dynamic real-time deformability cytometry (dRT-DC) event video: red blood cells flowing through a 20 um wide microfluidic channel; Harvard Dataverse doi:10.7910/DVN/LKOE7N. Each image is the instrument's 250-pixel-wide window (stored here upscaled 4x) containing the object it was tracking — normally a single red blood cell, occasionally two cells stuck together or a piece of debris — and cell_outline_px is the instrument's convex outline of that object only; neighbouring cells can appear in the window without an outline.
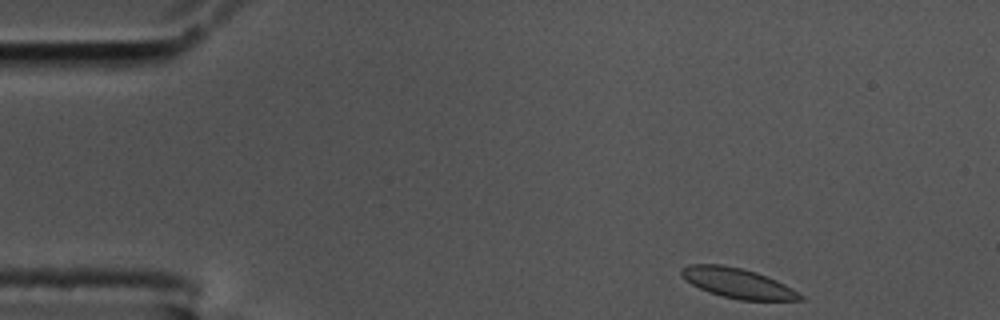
{"species": "common noctule bat (a hibernating species)", "species_latin": "Nyctalus noctula", "temperature_condition": "cold", "stored_images_in_passage": 52, "camera_frame_rate_fps": 3000, "um_per_image_px": 0.085, "animal": {"sex": "male", "body_mass_g": 17.5, "forearm_length_mm": 52.3}, "frame": {"image": 1, "passage_image": 1, "time_ms": 0.0, "image_size_px": [1000, 320], "cell_outline_px": [[804, 300], [740, 300], [708, 292], [692, 284], [680, 272], [680, 268], [688, 264], [720, 264], [740, 268], [756, 272], [776, 280], [792, 288], [804, 296]], "centroid_in_image_um": [62.72, 24.06], "position_along_channel_um": 22.3, "area_um2": 20.46}}
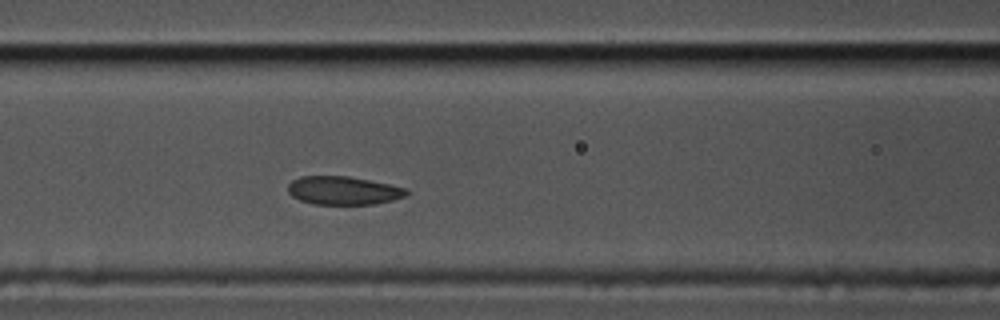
{"frame": {"image": 2, "passage_image": 18, "time_ms": 5.667, "image_size_px": [1000, 320], "cell_outline_px": [[408, 192], [404, 196], [392, 200], [376, 204], [316, 204], [300, 200], [292, 196], [288, 192], [288, 184], [292, 180], [300, 176], [348, 176], [408, 188]], "centroid_in_image_um": [29.17, 16.19], "position_along_channel_um": 137.4, "area_um2": 19.48}}
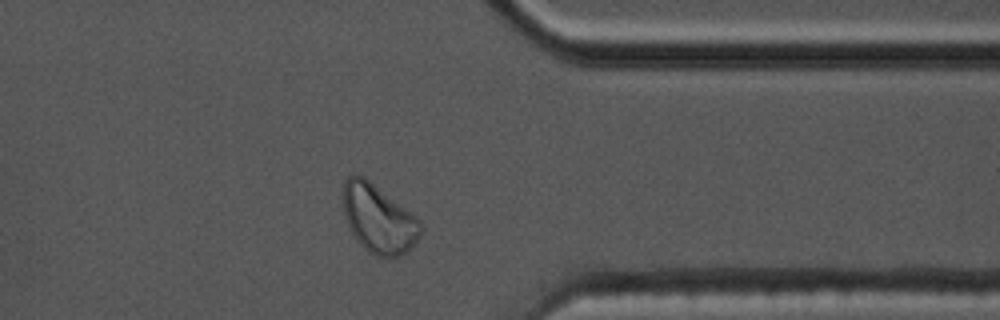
{"frame": {"image": 3, "passage_image": 40, "time_ms": 13.0, "image_size_px": [1000, 320], "cell_outline_px": [[420, 236], [400, 256], [388, 260], [376, 256], [368, 252], [356, 240], [344, 216], [344, 180], [348, 176], [356, 172], [364, 176], [420, 220]], "centroid_in_image_um": [32.14, 18.61], "position_along_channel_um": 379.3, "area_um2": 30.69}, "authors_computed_cell_mechanics": {"area_um2": 20.7791, "velocity_mm_per_s": 3.409, "shape_relaxation_time_tau1_ms": 5.8672, "shape_relaxation_time_tau2_ms": 3.1201, "deformation_change_tau1": 0.1146, "deformation_change_tau2": 0.052}}